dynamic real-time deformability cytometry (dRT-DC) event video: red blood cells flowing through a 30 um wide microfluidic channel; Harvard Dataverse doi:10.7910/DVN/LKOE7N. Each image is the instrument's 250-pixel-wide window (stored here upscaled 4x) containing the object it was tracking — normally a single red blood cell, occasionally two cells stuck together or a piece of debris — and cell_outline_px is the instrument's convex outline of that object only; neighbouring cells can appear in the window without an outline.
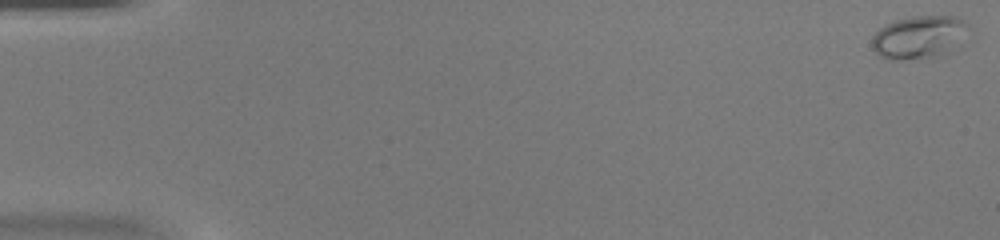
{"species": "common noctule bat (a hibernating species)", "species_latin": "Nyctalus noctula", "temperature_condition": "warm", "stored_images_in_passage": 50, "camera_frame_rate_fps": 3000, "um_per_image_px": 0.085, "animal": {"sex": "female", "body_mass_g": 20.0, "forearm_length_mm": 54.0}, "frame": {"image": 1, "passage_image": 1, "time_ms": 0.0, "image_size_px": [1000, 240], "cell_outline_px": [[968, 24], [940, 56], [900, 60], [888, 60], [880, 56], [872, 48], [872, 36], [880, 28], [896, 20], [912, 16], [952, 16], [964, 20]], "centroid_in_image_um": [77.94, 3.15], "position_along_channel_um": 7.1, "area_um2": 22.89}}
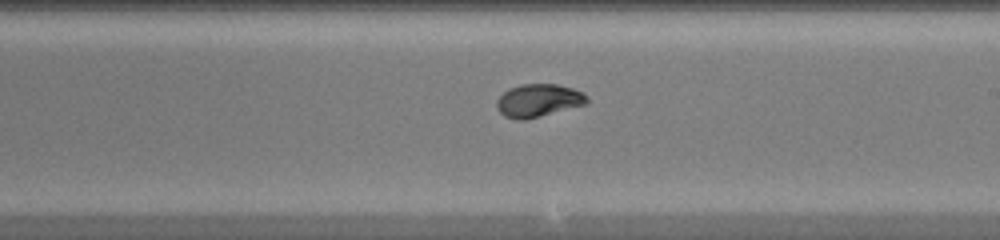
{"frame": {"image": 2, "passage_image": 30, "time_ms": 9.667, "image_size_px": [1000, 240], "cell_outline_px": [[588, 104], [524, 120], [520, 120], [504, 116], [496, 108], [496, 100], [504, 92], [520, 84], [556, 84], [572, 88], [584, 92], [588, 96]], "centroid_in_image_um": [45.79, 8.54], "position_along_channel_um": 243.2, "area_um2": 17.34}}
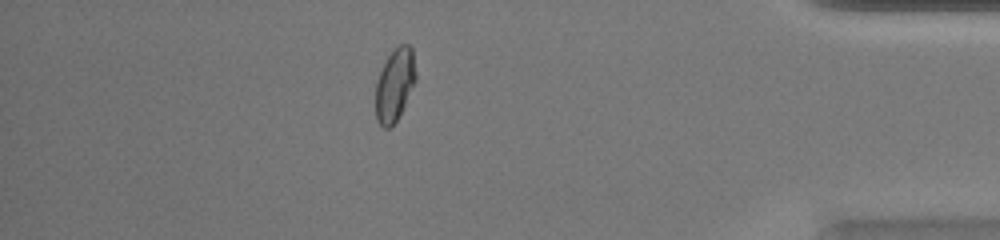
{"frame": {"image": 3, "passage_image": 44, "time_ms": 14.333, "image_size_px": [1000, 240], "cell_outline_px": [[416, 80], [396, 120], [388, 128], [384, 128], [376, 120], [376, 84], [380, 72], [388, 56], [400, 44], [408, 44], [412, 48], [416, 72]], "centroid_in_image_um": [33.55, 7.19], "position_along_channel_um": 401.6, "area_um2": 16.59}, "authors_computed_cell_mechanics": {"area_um2": 17.2244, "velocity_mm_per_s": 4.186, "shape_relaxation_time_tau1_ms": 6.0223, "shape_relaxation_time_tau2_ms": 0.7057, "deformation_change_tau1": 0.2036, "deformation_change_tau2": 0.0398}}